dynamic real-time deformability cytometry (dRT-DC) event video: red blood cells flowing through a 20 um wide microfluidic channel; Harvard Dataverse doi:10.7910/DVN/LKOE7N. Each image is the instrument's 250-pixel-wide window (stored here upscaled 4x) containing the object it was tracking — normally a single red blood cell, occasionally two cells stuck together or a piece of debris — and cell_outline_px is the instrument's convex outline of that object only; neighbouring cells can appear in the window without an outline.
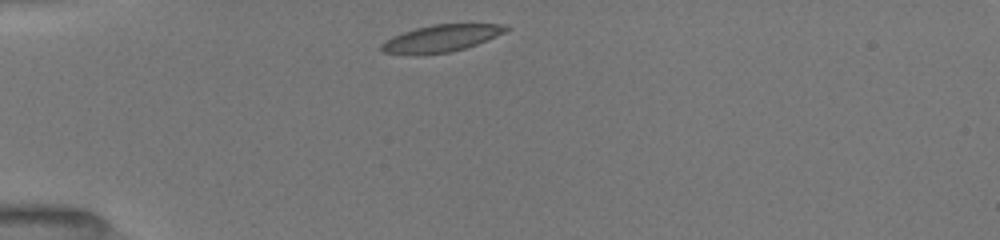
{"species": "common noctule bat (a hibernating species)", "species_latin": "Nyctalus noctula", "temperature_condition": "room temperature", "stored_images_in_passage": 11, "camera_frame_rate_fps": 3000, "um_per_image_px": 0.085, "animal": {"sex": "female", "body_mass_g": 19.5, "forearm_length_mm": 54.1}, "frame": {"image": 1, "passage_image": 1, "time_ms": 0.0, "image_size_px": [1000, 240], "cell_outline_px": [[512, 28], [496, 36], [476, 44], [452, 52], [412, 56], [384, 52], [380, 48], [380, 44], [392, 36], [416, 28], [432, 24], [508, 24]], "centroid_in_image_um": [37.48, 3.27], "position_along_channel_um": 47.5, "area_um2": 19.83}}
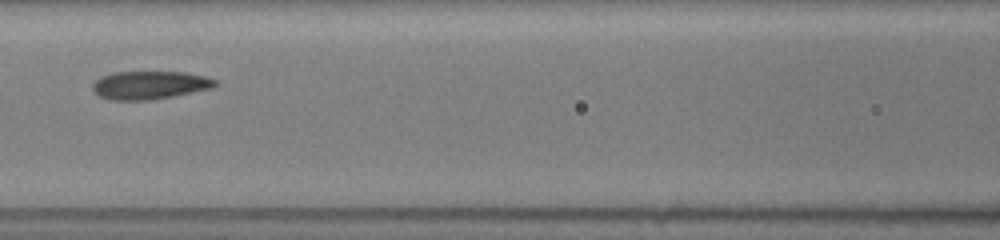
{"frame": {"image": 2, "passage_image": 7, "time_ms": 3.333, "image_size_px": [1000, 240], "cell_outline_px": [[216, 84], [212, 88], [152, 100], [108, 100], [92, 92], [92, 84], [100, 76], [116, 72], [184, 72], [204, 76], [216, 80]], "centroid_in_image_um": [12.66, 7.24], "position_along_channel_um": 153.9, "area_um2": 20.11}}
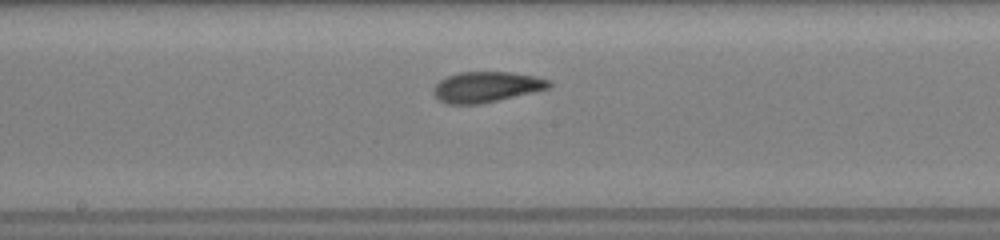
{"frame": {"image": 3, "passage_image": 10, "time_ms": 4.667, "image_size_px": [1000, 240], "cell_outline_px": [[552, 84], [548, 88], [480, 104], [448, 104], [440, 100], [432, 92], [432, 88], [440, 80], [448, 76], [460, 72], [512, 72], [536, 76], [552, 80]], "centroid_in_image_um": [41.34, 7.38], "position_along_channel_um": 206.9, "area_um2": 20.46}}